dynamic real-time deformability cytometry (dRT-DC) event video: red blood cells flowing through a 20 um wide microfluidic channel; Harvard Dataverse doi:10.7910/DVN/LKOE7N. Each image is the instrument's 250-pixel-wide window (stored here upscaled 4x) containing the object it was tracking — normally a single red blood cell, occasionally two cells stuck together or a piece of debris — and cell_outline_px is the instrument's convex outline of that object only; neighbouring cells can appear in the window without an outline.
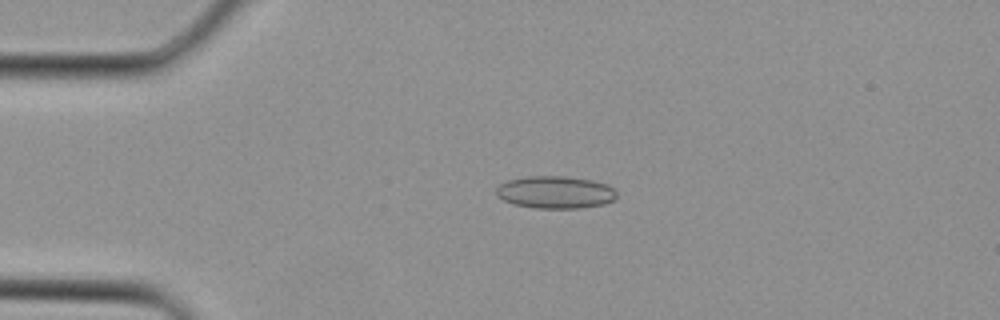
{"species": "Egyptian fruit bat (a non-hibernating species)", "species_latin": "Rousettus aegyptiacus", "temperature_condition": "cold", "stored_images_in_passage": 3, "camera_frame_rate_fps": 3000, "um_per_image_px": 0.085, "animal": {"sex": "female"}, "frame": {"image": 1, "passage_image": 2, "time_ms": 0.333, "image_size_px": [1000, 320], "cell_outline_px": [[616, 196], [612, 200], [604, 204], [580, 208], [536, 208], [512, 204], [496, 196], [496, 188], [500, 184], [508, 180], [528, 176], [564, 176], [592, 180], [608, 184], [616, 192]], "centroid_in_image_um": [47.18, 16.34], "position_along_channel_um": 37.8, "area_um2": 22.77}}